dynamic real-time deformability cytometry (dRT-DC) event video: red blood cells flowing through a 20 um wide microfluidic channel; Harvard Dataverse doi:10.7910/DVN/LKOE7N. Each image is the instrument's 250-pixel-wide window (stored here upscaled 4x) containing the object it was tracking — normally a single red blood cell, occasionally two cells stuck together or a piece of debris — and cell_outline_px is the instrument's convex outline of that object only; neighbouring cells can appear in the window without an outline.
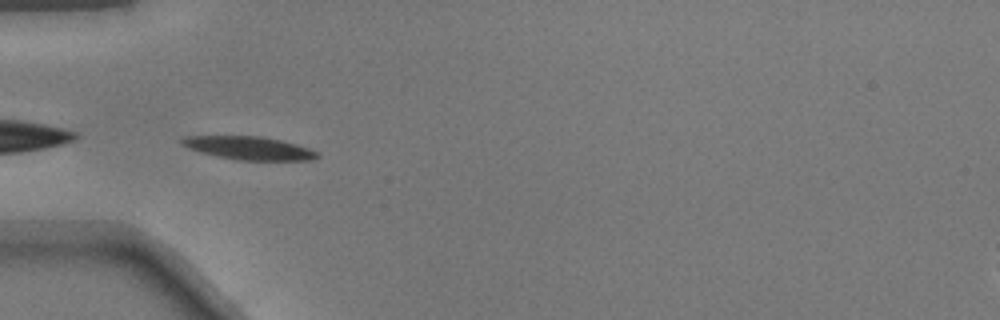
{"species": "common noctule bat (a hibernating species)", "species_latin": "Nyctalus noctula", "temperature_condition": "warm", "stored_images_in_passage": 35, "camera_frame_rate_fps": 3000, "um_per_image_px": 0.085, "animal": {"sex": "male", "body_mass_g": 17.9}, "frame": {"image": 1, "passage_image": 1, "time_ms": 0.0, "image_size_px": [1000, 320], "cell_outline_px": [[320, 156], [312, 160], [236, 160], [216, 156], [200, 152], [188, 148], [180, 140], [184, 136], [260, 136], [280, 140], [296, 144], [320, 152]], "centroid_in_image_um": [21.19, 12.59], "position_along_channel_um": 63.8, "area_um2": 18.26}}
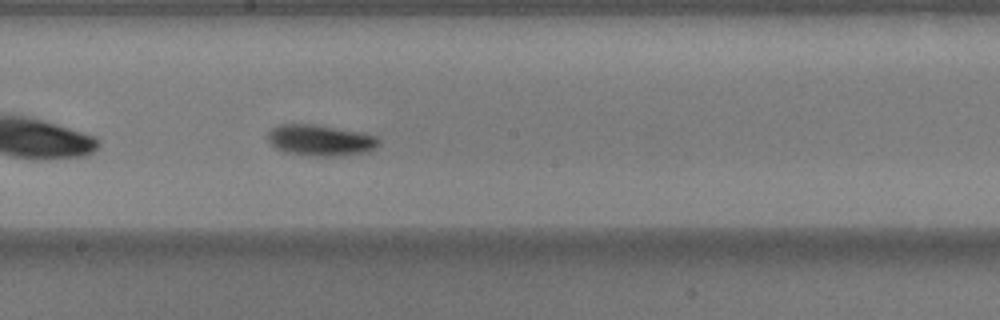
{"frame": {"image": 2, "passage_image": 13, "time_ms": 4.0, "image_size_px": [1000, 320], "cell_outline_px": [[380, 144], [368, 152], [340, 156], [308, 156], [284, 152], [276, 148], [268, 140], [268, 132], [272, 128], [280, 124], [312, 124], [360, 132], [376, 136], [380, 140]], "centroid_in_image_um": [27.23, 11.94], "position_along_channel_um": 221.0, "area_um2": 20.17}}
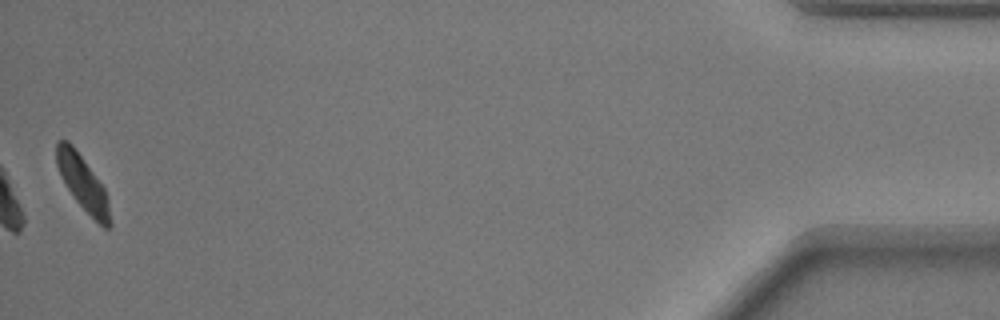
{"frame": {"image": 3, "passage_image": 35, "time_ms": 11.333, "image_size_px": [1000, 320], "cell_outline_px": [[112, 224], [108, 228], [104, 228], [76, 200], [68, 188], [56, 164], [56, 140], [68, 140], [72, 144], [104, 188], [108, 196]], "centroid_in_image_um": [7.06, 15.55], "position_along_channel_um": 428.1, "area_um2": 16.65}}